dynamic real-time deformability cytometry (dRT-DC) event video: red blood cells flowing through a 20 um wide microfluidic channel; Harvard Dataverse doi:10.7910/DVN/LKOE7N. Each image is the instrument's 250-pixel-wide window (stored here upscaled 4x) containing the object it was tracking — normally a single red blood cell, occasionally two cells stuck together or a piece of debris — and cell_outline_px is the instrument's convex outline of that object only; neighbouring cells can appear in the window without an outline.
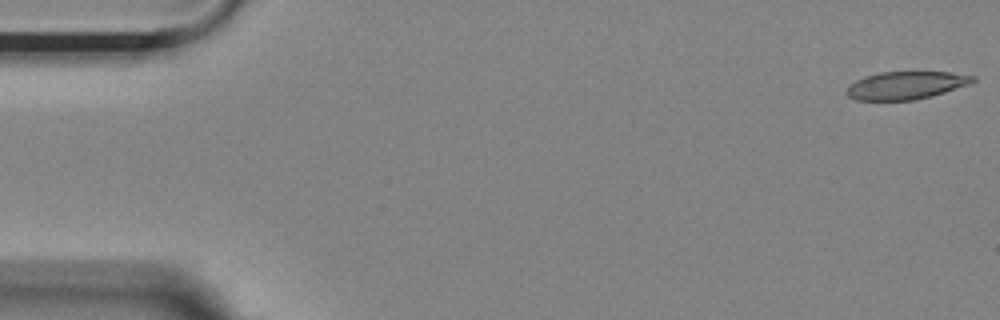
{"species": "Egyptian fruit bat (a non-hibernating species)", "species_latin": "Rousettus aegyptiacus", "temperature_condition": "room temperature", "stored_images_in_passage": 14, "camera_frame_rate_fps": 3000, "um_per_image_px": 0.085, "animal": {"sex": "female"}, "frame": {"image": 1, "passage_image": 1, "time_ms": 0.0, "image_size_px": [1000, 320], "cell_outline_px": [[976, 80], [972, 84], [932, 96], [912, 100], [856, 100], [848, 96], [844, 92], [856, 80], [864, 76], [880, 72], [952, 72], [976, 76]], "centroid_in_image_um": [77.05, 7.25], "position_along_channel_um": 7.9, "area_um2": 20.58}}